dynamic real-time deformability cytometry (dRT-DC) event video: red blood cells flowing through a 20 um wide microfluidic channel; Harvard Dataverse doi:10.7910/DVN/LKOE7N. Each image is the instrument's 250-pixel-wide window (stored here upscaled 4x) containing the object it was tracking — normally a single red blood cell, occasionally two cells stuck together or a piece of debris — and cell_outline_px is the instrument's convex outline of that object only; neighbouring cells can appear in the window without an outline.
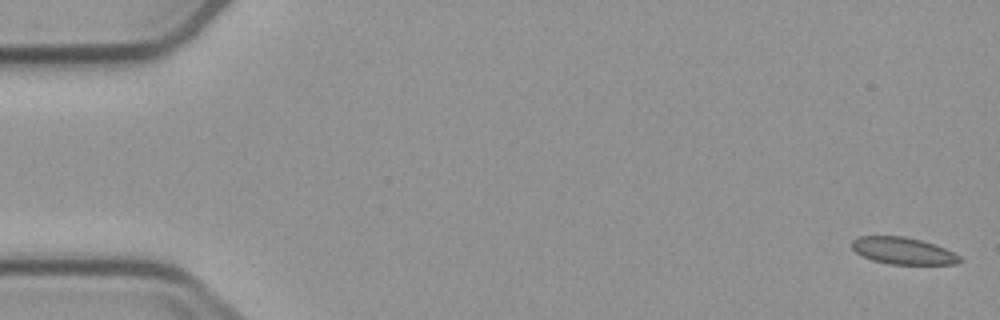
{"species": "common noctule bat (a hibernating species)", "species_latin": "Nyctalus noctula", "temperature_condition": "cold", "stored_images_in_passage": 6, "camera_frame_rate_fps": 3000, "um_per_image_px": 0.085, "animal": {"sex": "male", "body_mass_g": 23.1, "forearm_length_mm": 52.7}, "frame": {"image": 1, "passage_image": 1, "time_ms": 0.0, "image_size_px": [1000, 320], "cell_outline_px": [[964, 260], [956, 264], [892, 264], [872, 260], [856, 252], [852, 248], [852, 240], [856, 236], [904, 236], [920, 240], [944, 248], [960, 256]], "centroid_in_image_um": [76.75, 21.32], "position_along_channel_um": 8.3, "area_um2": 16.76}}